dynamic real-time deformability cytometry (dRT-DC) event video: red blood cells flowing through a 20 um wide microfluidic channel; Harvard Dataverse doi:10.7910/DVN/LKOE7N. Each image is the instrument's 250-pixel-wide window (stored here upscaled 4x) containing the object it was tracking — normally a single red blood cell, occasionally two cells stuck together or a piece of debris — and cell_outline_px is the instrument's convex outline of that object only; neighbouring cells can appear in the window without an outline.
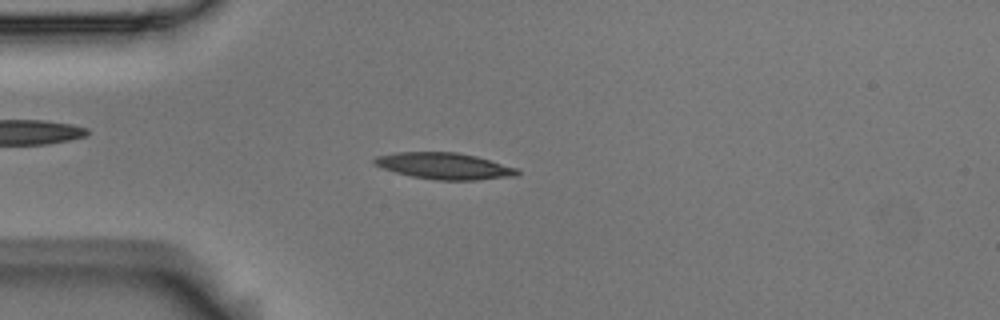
{"species": "Egyptian fruit bat (a non-hibernating species)", "species_latin": "Rousettus aegyptiacus", "temperature_condition": "room temperature", "stored_images_in_passage": 6, "camera_frame_rate_fps": 3000, "um_per_image_px": 0.085, "animal": {"sex": "male"}, "frame": {"image": 1, "passage_image": 3, "time_ms": 0.667, "image_size_px": [1000, 320], "cell_outline_px": [[520, 172], [516, 176], [476, 180], [436, 180], [412, 176], [396, 172], [372, 164], [372, 160], [376, 156], [396, 152], [456, 152], [476, 156], [516, 168]], "centroid_in_image_um": [37.74, 14.11], "position_along_channel_um": 47.3, "area_um2": 21.91}}
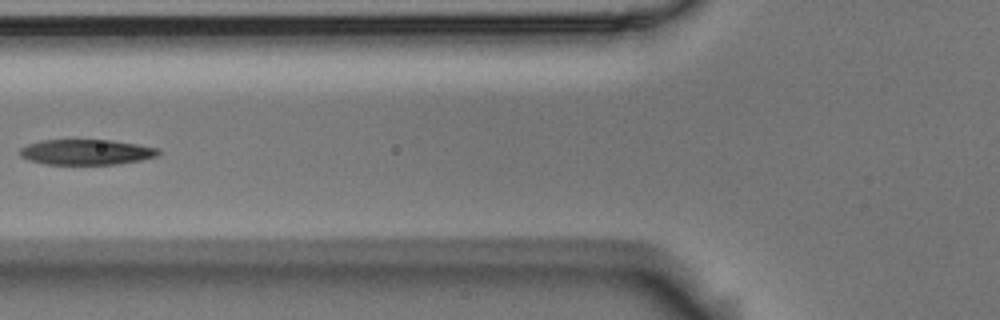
{"frame": {"image": 2, "passage_image": 5, "time_ms": 1.333, "image_size_px": [1000, 320], "cell_outline_px": [[160, 156], [140, 160], [116, 164], [44, 164], [28, 160], [20, 156], [20, 148], [28, 144], [40, 140], [112, 140], [160, 148]], "centroid_in_image_um": [7.35, 12.92], "position_along_channel_um": 118.5, "area_um2": 20.58}}
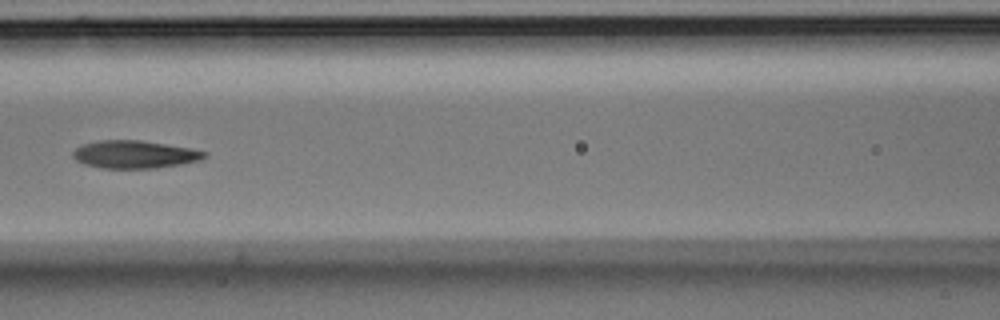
{"frame": {"image": 3, "passage_image": 6, "time_ms": 1.667, "image_size_px": [1000, 320], "cell_outline_px": [[208, 156], [200, 160], [180, 164], [156, 168], [104, 168], [84, 164], [76, 160], [72, 156], [72, 152], [76, 148], [84, 144], [100, 140], [140, 140], [192, 148], [208, 152]], "centroid_in_image_um": [11.47, 13.12], "position_along_channel_um": 155.1, "area_um2": 21.27}}